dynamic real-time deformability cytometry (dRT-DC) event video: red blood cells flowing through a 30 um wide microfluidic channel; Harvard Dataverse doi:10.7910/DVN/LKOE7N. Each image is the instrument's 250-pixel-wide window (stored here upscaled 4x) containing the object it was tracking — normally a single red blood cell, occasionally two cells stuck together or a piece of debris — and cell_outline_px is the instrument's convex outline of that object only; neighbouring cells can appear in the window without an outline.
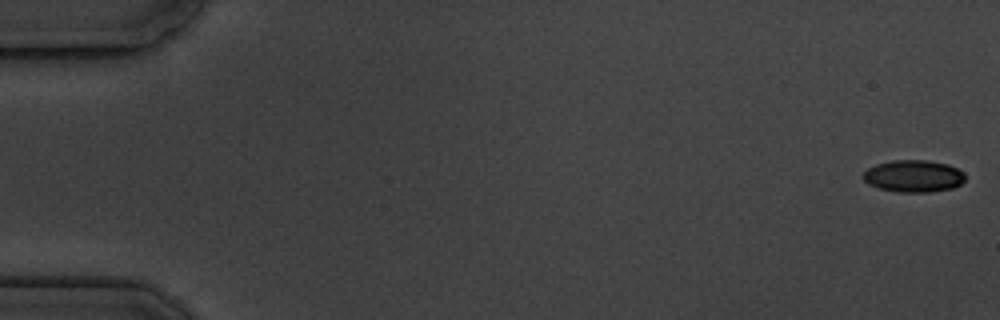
{"species": "common noctule bat (a hibernating species)", "species_latin": "Nyctalus noctula", "temperature_condition": "cold", "stored_images_in_passage": 3, "camera_frame_rate_fps": 3000, "um_per_image_px": 0.085, "animal": {"sex": "male", "body_mass_g": 19.5, "forearm_length_mm": 54.6}, "frame": {"image": 1, "passage_image": 1, "time_ms": 0.0, "image_size_px": [1000, 320], "cell_outline_px": [[964, 180], [960, 184], [952, 188], [928, 192], [900, 192], [880, 188], [868, 184], [864, 180], [864, 172], [868, 168], [876, 164], [896, 160], [928, 160], [948, 164], [964, 172]], "centroid_in_image_um": [77.66, 14.96], "position_along_channel_um": 7.3, "area_um2": 18.9}}